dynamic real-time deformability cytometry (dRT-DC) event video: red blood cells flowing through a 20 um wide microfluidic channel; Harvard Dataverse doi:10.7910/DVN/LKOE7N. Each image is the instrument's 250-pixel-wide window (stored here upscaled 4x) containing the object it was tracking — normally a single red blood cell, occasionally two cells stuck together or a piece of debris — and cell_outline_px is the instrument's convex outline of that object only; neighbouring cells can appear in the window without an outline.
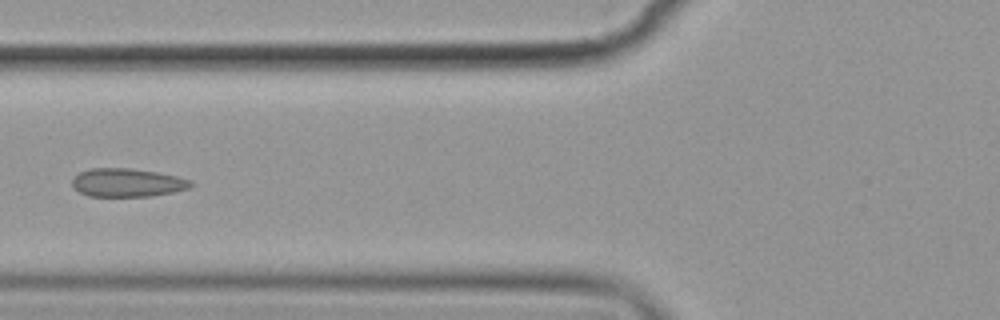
{"species": "common noctule bat (a hibernating species)", "species_latin": "Nyctalus noctula", "temperature_condition": "cold", "stored_images_in_passage": 5, "camera_frame_rate_fps": 3000, "um_per_image_px": 0.085, "animal": {"sex": "female", "body_mass_g": 19.9}, "frame": {"image": 1, "passage_image": 5, "time_ms": 4.667, "image_size_px": [1000, 320], "cell_outline_px": [[192, 184], [188, 188], [172, 192], [148, 196], [88, 196], [80, 192], [72, 184], [72, 180], [80, 172], [88, 168], [132, 168], [156, 172], [176, 176], [192, 180]], "centroid_in_image_um": [10.81, 15.51], "position_along_channel_um": 115.0, "area_um2": 19.42}}